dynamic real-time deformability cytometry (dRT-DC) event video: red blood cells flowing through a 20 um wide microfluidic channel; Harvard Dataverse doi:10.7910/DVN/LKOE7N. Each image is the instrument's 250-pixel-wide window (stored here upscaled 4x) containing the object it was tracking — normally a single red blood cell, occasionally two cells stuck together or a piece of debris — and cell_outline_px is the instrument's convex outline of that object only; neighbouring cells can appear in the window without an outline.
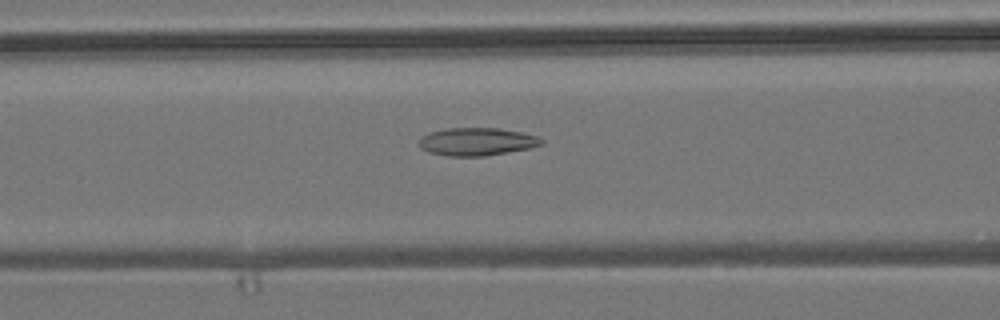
{"species": "common noctule bat (a hibernating species)", "species_latin": "Nyctalus noctula", "temperature_condition": "room temperature", "stored_images_in_passage": 51, "camera_frame_rate_fps": 3000, "um_per_image_px": 0.085, "animal": {"sex": "male", "body_mass_g": 19.2, "forearm_length_mm": 51.8}, "frame": {"image": 1, "passage_image": 22, "time_ms": 7.0, "image_size_px": [1000, 320], "cell_outline_px": [[544, 144], [528, 148], [508, 152], [484, 156], [448, 156], [428, 152], [420, 148], [416, 144], [424, 136], [432, 132], [444, 128], [496, 128], [520, 132], [536, 136], [544, 140]], "centroid_in_image_um": [40.51, 12.05], "position_along_channel_um": 126.1, "area_um2": 19.77}}
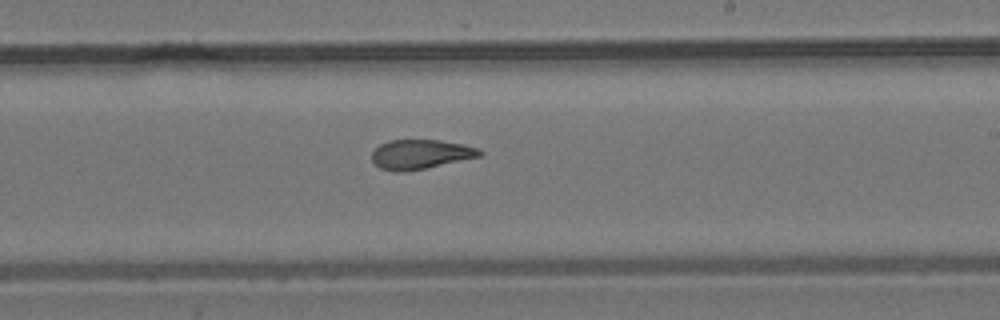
{"frame": {"image": 2, "passage_image": 32, "time_ms": 10.333, "image_size_px": [1000, 320], "cell_outline_px": [[484, 152], [480, 156], [424, 168], [404, 172], [396, 172], [380, 168], [372, 160], [372, 152], [380, 144], [388, 140], [440, 140], [464, 144], [476, 148]], "centroid_in_image_um": [35.72, 13.1], "position_along_channel_um": 253.3, "area_um2": 18.32}}
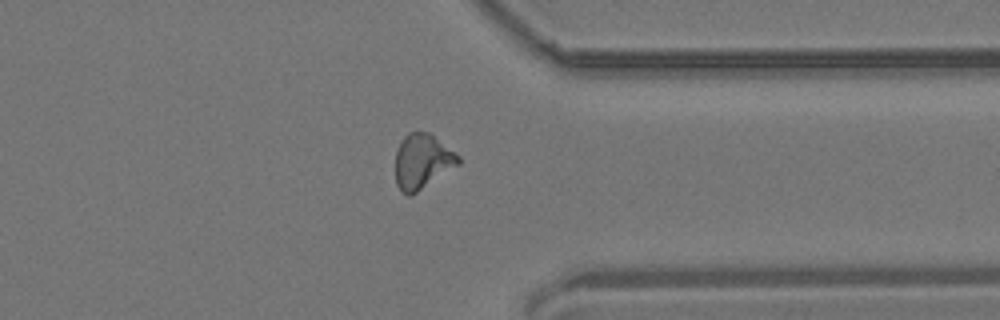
{"frame": {"image": 3, "passage_image": 42, "time_ms": 13.667, "image_size_px": [1000, 320], "cell_outline_px": [[460, 164], [412, 196], [408, 196], [396, 184], [396, 152], [404, 136], [408, 132], [428, 132], [460, 156]], "centroid_in_image_um": [35.9, 13.74], "position_along_channel_um": 375.5, "area_um2": 20.0}, "authors_computed_cell_mechanics": {"area_um2": 19.652, "velocity_mm_per_s": 3.8186, "shape_relaxation_time_tau1_ms": null, "shape_relaxation_time_tau2_ms": 3.6718, "deformation_change_tau1": null, "deformation_change_tau2": 0.1275}}